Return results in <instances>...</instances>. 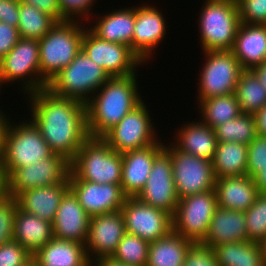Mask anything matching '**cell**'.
Masks as SVG:
<instances>
[{
  "label": "cell",
  "instance_id": "cell-5",
  "mask_svg": "<svg viewBox=\"0 0 266 266\" xmlns=\"http://www.w3.org/2000/svg\"><path fill=\"white\" fill-rule=\"evenodd\" d=\"M110 76L81 50L74 60L47 84L55 95L87 103Z\"/></svg>",
  "mask_w": 266,
  "mask_h": 266
},
{
  "label": "cell",
  "instance_id": "cell-36",
  "mask_svg": "<svg viewBox=\"0 0 266 266\" xmlns=\"http://www.w3.org/2000/svg\"><path fill=\"white\" fill-rule=\"evenodd\" d=\"M218 142L250 144L258 135L255 116L241 113L237 118L226 121L214 128Z\"/></svg>",
  "mask_w": 266,
  "mask_h": 266
},
{
  "label": "cell",
  "instance_id": "cell-44",
  "mask_svg": "<svg viewBox=\"0 0 266 266\" xmlns=\"http://www.w3.org/2000/svg\"><path fill=\"white\" fill-rule=\"evenodd\" d=\"M183 266H219L212 247L201 242L193 243L185 257Z\"/></svg>",
  "mask_w": 266,
  "mask_h": 266
},
{
  "label": "cell",
  "instance_id": "cell-41",
  "mask_svg": "<svg viewBox=\"0 0 266 266\" xmlns=\"http://www.w3.org/2000/svg\"><path fill=\"white\" fill-rule=\"evenodd\" d=\"M240 23L266 25V0H238Z\"/></svg>",
  "mask_w": 266,
  "mask_h": 266
},
{
  "label": "cell",
  "instance_id": "cell-50",
  "mask_svg": "<svg viewBox=\"0 0 266 266\" xmlns=\"http://www.w3.org/2000/svg\"><path fill=\"white\" fill-rule=\"evenodd\" d=\"M8 118L9 117H7V115L2 110V108H0V155H1V152H2V148H3L4 133H5L7 124L9 122V120H10Z\"/></svg>",
  "mask_w": 266,
  "mask_h": 266
},
{
  "label": "cell",
  "instance_id": "cell-11",
  "mask_svg": "<svg viewBox=\"0 0 266 266\" xmlns=\"http://www.w3.org/2000/svg\"><path fill=\"white\" fill-rule=\"evenodd\" d=\"M144 102L145 100L102 137L111 148L120 154L145 148L156 143L160 138L154 129L156 127L151 119V111Z\"/></svg>",
  "mask_w": 266,
  "mask_h": 266
},
{
  "label": "cell",
  "instance_id": "cell-16",
  "mask_svg": "<svg viewBox=\"0 0 266 266\" xmlns=\"http://www.w3.org/2000/svg\"><path fill=\"white\" fill-rule=\"evenodd\" d=\"M137 198L145 204L175 215L179 198L174 185L171 156L165 149L155 157L148 180Z\"/></svg>",
  "mask_w": 266,
  "mask_h": 266
},
{
  "label": "cell",
  "instance_id": "cell-4",
  "mask_svg": "<svg viewBox=\"0 0 266 266\" xmlns=\"http://www.w3.org/2000/svg\"><path fill=\"white\" fill-rule=\"evenodd\" d=\"M85 26L76 20L57 22L38 40L40 75L47 84L82 50Z\"/></svg>",
  "mask_w": 266,
  "mask_h": 266
},
{
  "label": "cell",
  "instance_id": "cell-47",
  "mask_svg": "<svg viewBox=\"0 0 266 266\" xmlns=\"http://www.w3.org/2000/svg\"><path fill=\"white\" fill-rule=\"evenodd\" d=\"M22 3L32 5L38 10L54 17L58 22L63 21V14L58 0H19Z\"/></svg>",
  "mask_w": 266,
  "mask_h": 266
},
{
  "label": "cell",
  "instance_id": "cell-55",
  "mask_svg": "<svg viewBox=\"0 0 266 266\" xmlns=\"http://www.w3.org/2000/svg\"><path fill=\"white\" fill-rule=\"evenodd\" d=\"M209 2H226V3H231V4H237V0H205Z\"/></svg>",
  "mask_w": 266,
  "mask_h": 266
},
{
  "label": "cell",
  "instance_id": "cell-10",
  "mask_svg": "<svg viewBox=\"0 0 266 266\" xmlns=\"http://www.w3.org/2000/svg\"><path fill=\"white\" fill-rule=\"evenodd\" d=\"M171 156L175 190L178 198L214 190L216 178L212 161L180 151L173 143H164Z\"/></svg>",
  "mask_w": 266,
  "mask_h": 266
},
{
  "label": "cell",
  "instance_id": "cell-48",
  "mask_svg": "<svg viewBox=\"0 0 266 266\" xmlns=\"http://www.w3.org/2000/svg\"><path fill=\"white\" fill-rule=\"evenodd\" d=\"M254 116L258 135L266 137V105L257 111Z\"/></svg>",
  "mask_w": 266,
  "mask_h": 266
},
{
  "label": "cell",
  "instance_id": "cell-17",
  "mask_svg": "<svg viewBox=\"0 0 266 266\" xmlns=\"http://www.w3.org/2000/svg\"><path fill=\"white\" fill-rule=\"evenodd\" d=\"M68 181L70 190L90 217L120 211L126 199L119 184L80 180L71 170Z\"/></svg>",
  "mask_w": 266,
  "mask_h": 266
},
{
  "label": "cell",
  "instance_id": "cell-34",
  "mask_svg": "<svg viewBox=\"0 0 266 266\" xmlns=\"http://www.w3.org/2000/svg\"><path fill=\"white\" fill-rule=\"evenodd\" d=\"M235 94L241 113L254 115L266 105V89L252 69H244L241 72Z\"/></svg>",
  "mask_w": 266,
  "mask_h": 266
},
{
  "label": "cell",
  "instance_id": "cell-37",
  "mask_svg": "<svg viewBox=\"0 0 266 266\" xmlns=\"http://www.w3.org/2000/svg\"><path fill=\"white\" fill-rule=\"evenodd\" d=\"M149 246L150 242L126 233L110 258L128 266H146Z\"/></svg>",
  "mask_w": 266,
  "mask_h": 266
},
{
  "label": "cell",
  "instance_id": "cell-12",
  "mask_svg": "<svg viewBox=\"0 0 266 266\" xmlns=\"http://www.w3.org/2000/svg\"><path fill=\"white\" fill-rule=\"evenodd\" d=\"M216 208L214 190L180 198L173 216V230L194 243L202 242Z\"/></svg>",
  "mask_w": 266,
  "mask_h": 266
},
{
  "label": "cell",
  "instance_id": "cell-35",
  "mask_svg": "<svg viewBox=\"0 0 266 266\" xmlns=\"http://www.w3.org/2000/svg\"><path fill=\"white\" fill-rule=\"evenodd\" d=\"M57 20L36 7L20 2L17 29L20 38L40 40L56 24Z\"/></svg>",
  "mask_w": 266,
  "mask_h": 266
},
{
  "label": "cell",
  "instance_id": "cell-51",
  "mask_svg": "<svg viewBox=\"0 0 266 266\" xmlns=\"http://www.w3.org/2000/svg\"><path fill=\"white\" fill-rule=\"evenodd\" d=\"M252 70L257 75L260 83L266 89V61H264L261 65L254 67Z\"/></svg>",
  "mask_w": 266,
  "mask_h": 266
},
{
  "label": "cell",
  "instance_id": "cell-25",
  "mask_svg": "<svg viewBox=\"0 0 266 266\" xmlns=\"http://www.w3.org/2000/svg\"><path fill=\"white\" fill-rule=\"evenodd\" d=\"M243 69L266 61V25L240 23L231 50Z\"/></svg>",
  "mask_w": 266,
  "mask_h": 266
},
{
  "label": "cell",
  "instance_id": "cell-21",
  "mask_svg": "<svg viewBox=\"0 0 266 266\" xmlns=\"http://www.w3.org/2000/svg\"><path fill=\"white\" fill-rule=\"evenodd\" d=\"M91 217L69 190L61 200L52 222L53 235L57 239L84 244L87 240Z\"/></svg>",
  "mask_w": 266,
  "mask_h": 266
},
{
  "label": "cell",
  "instance_id": "cell-49",
  "mask_svg": "<svg viewBox=\"0 0 266 266\" xmlns=\"http://www.w3.org/2000/svg\"><path fill=\"white\" fill-rule=\"evenodd\" d=\"M253 180L258 193H266V165L253 177Z\"/></svg>",
  "mask_w": 266,
  "mask_h": 266
},
{
  "label": "cell",
  "instance_id": "cell-38",
  "mask_svg": "<svg viewBox=\"0 0 266 266\" xmlns=\"http://www.w3.org/2000/svg\"><path fill=\"white\" fill-rule=\"evenodd\" d=\"M244 215L248 241L259 243L266 237V193H258Z\"/></svg>",
  "mask_w": 266,
  "mask_h": 266
},
{
  "label": "cell",
  "instance_id": "cell-13",
  "mask_svg": "<svg viewBox=\"0 0 266 266\" xmlns=\"http://www.w3.org/2000/svg\"><path fill=\"white\" fill-rule=\"evenodd\" d=\"M82 50L110 77L135 74L137 68L144 65L129 46L100 39L88 25L82 39Z\"/></svg>",
  "mask_w": 266,
  "mask_h": 266
},
{
  "label": "cell",
  "instance_id": "cell-3",
  "mask_svg": "<svg viewBox=\"0 0 266 266\" xmlns=\"http://www.w3.org/2000/svg\"><path fill=\"white\" fill-rule=\"evenodd\" d=\"M54 153L30 120L8 122L0 155V177L5 181L16 169L39 163Z\"/></svg>",
  "mask_w": 266,
  "mask_h": 266
},
{
  "label": "cell",
  "instance_id": "cell-32",
  "mask_svg": "<svg viewBox=\"0 0 266 266\" xmlns=\"http://www.w3.org/2000/svg\"><path fill=\"white\" fill-rule=\"evenodd\" d=\"M219 266H265L257 242H230L213 247Z\"/></svg>",
  "mask_w": 266,
  "mask_h": 266
},
{
  "label": "cell",
  "instance_id": "cell-19",
  "mask_svg": "<svg viewBox=\"0 0 266 266\" xmlns=\"http://www.w3.org/2000/svg\"><path fill=\"white\" fill-rule=\"evenodd\" d=\"M126 233L121 211L92 216L85 243L90 262L110 258Z\"/></svg>",
  "mask_w": 266,
  "mask_h": 266
},
{
  "label": "cell",
  "instance_id": "cell-54",
  "mask_svg": "<svg viewBox=\"0 0 266 266\" xmlns=\"http://www.w3.org/2000/svg\"><path fill=\"white\" fill-rule=\"evenodd\" d=\"M6 193L5 181L0 177V198Z\"/></svg>",
  "mask_w": 266,
  "mask_h": 266
},
{
  "label": "cell",
  "instance_id": "cell-53",
  "mask_svg": "<svg viewBox=\"0 0 266 266\" xmlns=\"http://www.w3.org/2000/svg\"><path fill=\"white\" fill-rule=\"evenodd\" d=\"M258 244L260 246L261 253L263 256L264 265L266 266V237L262 241H260Z\"/></svg>",
  "mask_w": 266,
  "mask_h": 266
},
{
  "label": "cell",
  "instance_id": "cell-45",
  "mask_svg": "<svg viewBox=\"0 0 266 266\" xmlns=\"http://www.w3.org/2000/svg\"><path fill=\"white\" fill-rule=\"evenodd\" d=\"M20 39L17 27L0 22V61Z\"/></svg>",
  "mask_w": 266,
  "mask_h": 266
},
{
  "label": "cell",
  "instance_id": "cell-23",
  "mask_svg": "<svg viewBox=\"0 0 266 266\" xmlns=\"http://www.w3.org/2000/svg\"><path fill=\"white\" fill-rule=\"evenodd\" d=\"M69 190L67 178L60 184L24 191L16 199L20 209L52 223L62 198Z\"/></svg>",
  "mask_w": 266,
  "mask_h": 266
},
{
  "label": "cell",
  "instance_id": "cell-20",
  "mask_svg": "<svg viewBox=\"0 0 266 266\" xmlns=\"http://www.w3.org/2000/svg\"><path fill=\"white\" fill-rule=\"evenodd\" d=\"M162 142L122 154L121 189L126 197H137L143 190L155 157L164 149Z\"/></svg>",
  "mask_w": 266,
  "mask_h": 266
},
{
  "label": "cell",
  "instance_id": "cell-31",
  "mask_svg": "<svg viewBox=\"0 0 266 266\" xmlns=\"http://www.w3.org/2000/svg\"><path fill=\"white\" fill-rule=\"evenodd\" d=\"M248 145L218 142L212 160L215 178L247 175Z\"/></svg>",
  "mask_w": 266,
  "mask_h": 266
},
{
  "label": "cell",
  "instance_id": "cell-18",
  "mask_svg": "<svg viewBox=\"0 0 266 266\" xmlns=\"http://www.w3.org/2000/svg\"><path fill=\"white\" fill-rule=\"evenodd\" d=\"M139 5L135 6L132 51L144 64H148L146 62H150L149 59H154L153 53L167 36L165 33L169 27H167L168 22H166L161 9H158L154 4L152 6L142 2Z\"/></svg>",
  "mask_w": 266,
  "mask_h": 266
},
{
  "label": "cell",
  "instance_id": "cell-29",
  "mask_svg": "<svg viewBox=\"0 0 266 266\" xmlns=\"http://www.w3.org/2000/svg\"><path fill=\"white\" fill-rule=\"evenodd\" d=\"M53 237V226L51 222L25 212L19 207L17 208L13 240L17 241L30 254L34 255Z\"/></svg>",
  "mask_w": 266,
  "mask_h": 266
},
{
  "label": "cell",
  "instance_id": "cell-2",
  "mask_svg": "<svg viewBox=\"0 0 266 266\" xmlns=\"http://www.w3.org/2000/svg\"><path fill=\"white\" fill-rule=\"evenodd\" d=\"M137 75L110 77L85 104L89 137L102 138L143 101Z\"/></svg>",
  "mask_w": 266,
  "mask_h": 266
},
{
  "label": "cell",
  "instance_id": "cell-8",
  "mask_svg": "<svg viewBox=\"0 0 266 266\" xmlns=\"http://www.w3.org/2000/svg\"><path fill=\"white\" fill-rule=\"evenodd\" d=\"M15 81L22 83L18 89L25 95L47 88L40 75L38 40L20 38L0 61V92L4 84Z\"/></svg>",
  "mask_w": 266,
  "mask_h": 266
},
{
  "label": "cell",
  "instance_id": "cell-6",
  "mask_svg": "<svg viewBox=\"0 0 266 266\" xmlns=\"http://www.w3.org/2000/svg\"><path fill=\"white\" fill-rule=\"evenodd\" d=\"M70 170L80 180L121 185L122 154L102 138L89 137L70 162Z\"/></svg>",
  "mask_w": 266,
  "mask_h": 266
},
{
  "label": "cell",
  "instance_id": "cell-40",
  "mask_svg": "<svg viewBox=\"0 0 266 266\" xmlns=\"http://www.w3.org/2000/svg\"><path fill=\"white\" fill-rule=\"evenodd\" d=\"M58 1L61 12L63 14V21L82 20L84 23H87L89 22L90 19H93L90 16L93 15L92 8L95 7L94 5L97 0H58Z\"/></svg>",
  "mask_w": 266,
  "mask_h": 266
},
{
  "label": "cell",
  "instance_id": "cell-39",
  "mask_svg": "<svg viewBox=\"0 0 266 266\" xmlns=\"http://www.w3.org/2000/svg\"><path fill=\"white\" fill-rule=\"evenodd\" d=\"M17 199L6 193L0 198V246L13 240Z\"/></svg>",
  "mask_w": 266,
  "mask_h": 266
},
{
  "label": "cell",
  "instance_id": "cell-46",
  "mask_svg": "<svg viewBox=\"0 0 266 266\" xmlns=\"http://www.w3.org/2000/svg\"><path fill=\"white\" fill-rule=\"evenodd\" d=\"M19 0H0V22L17 27L19 22Z\"/></svg>",
  "mask_w": 266,
  "mask_h": 266
},
{
  "label": "cell",
  "instance_id": "cell-28",
  "mask_svg": "<svg viewBox=\"0 0 266 266\" xmlns=\"http://www.w3.org/2000/svg\"><path fill=\"white\" fill-rule=\"evenodd\" d=\"M32 259L38 266H91L84 244L53 237Z\"/></svg>",
  "mask_w": 266,
  "mask_h": 266
},
{
  "label": "cell",
  "instance_id": "cell-42",
  "mask_svg": "<svg viewBox=\"0 0 266 266\" xmlns=\"http://www.w3.org/2000/svg\"><path fill=\"white\" fill-rule=\"evenodd\" d=\"M31 260L32 254L15 240L0 246V266H25Z\"/></svg>",
  "mask_w": 266,
  "mask_h": 266
},
{
  "label": "cell",
  "instance_id": "cell-56",
  "mask_svg": "<svg viewBox=\"0 0 266 266\" xmlns=\"http://www.w3.org/2000/svg\"><path fill=\"white\" fill-rule=\"evenodd\" d=\"M25 266H38V264L32 259L30 262H28Z\"/></svg>",
  "mask_w": 266,
  "mask_h": 266
},
{
  "label": "cell",
  "instance_id": "cell-9",
  "mask_svg": "<svg viewBox=\"0 0 266 266\" xmlns=\"http://www.w3.org/2000/svg\"><path fill=\"white\" fill-rule=\"evenodd\" d=\"M203 60L198 80L197 100L235 93L244 70L231 50L202 51Z\"/></svg>",
  "mask_w": 266,
  "mask_h": 266
},
{
  "label": "cell",
  "instance_id": "cell-1",
  "mask_svg": "<svg viewBox=\"0 0 266 266\" xmlns=\"http://www.w3.org/2000/svg\"><path fill=\"white\" fill-rule=\"evenodd\" d=\"M26 99L29 118L51 151L71 162L89 138L85 103L55 95L48 88L32 92Z\"/></svg>",
  "mask_w": 266,
  "mask_h": 266
},
{
  "label": "cell",
  "instance_id": "cell-33",
  "mask_svg": "<svg viewBox=\"0 0 266 266\" xmlns=\"http://www.w3.org/2000/svg\"><path fill=\"white\" fill-rule=\"evenodd\" d=\"M197 104L200 120L213 129L241 114L235 93L198 100Z\"/></svg>",
  "mask_w": 266,
  "mask_h": 266
},
{
  "label": "cell",
  "instance_id": "cell-27",
  "mask_svg": "<svg viewBox=\"0 0 266 266\" xmlns=\"http://www.w3.org/2000/svg\"><path fill=\"white\" fill-rule=\"evenodd\" d=\"M174 134L175 140L172 143L180 151L208 161L213 160L218 141L214 129L200 119L197 122L184 123Z\"/></svg>",
  "mask_w": 266,
  "mask_h": 266
},
{
  "label": "cell",
  "instance_id": "cell-24",
  "mask_svg": "<svg viewBox=\"0 0 266 266\" xmlns=\"http://www.w3.org/2000/svg\"><path fill=\"white\" fill-rule=\"evenodd\" d=\"M214 191L217 206L242 212L251 207L258 195L249 175L216 178Z\"/></svg>",
  "mask_w": 266,
  "mask_h": 266
},
{
  "label": "cell",
  "instance_id": "cell-52",
  "mask_svg": "<svg viewBox=\"0 0 266 266\" xmlns=\"http://www.w3.org/2000/svg\"><path fill=\"white\" fill-rule=\"evenodd\" d=\"M91 266H128V265L112 260L111 258H102L100 260H96L95 262H93Z\"/></svg>",
  "mask_w": 266,
  "mask_h": 266
},
{
  "label": "cell",
  "instance_id": "cell-14",
  "mask_svg": "<svg viewBox=\"0 0 266 266\" xmlns=\"http://www.w3.org/2000/svg\"><path fill=\"white\" fill-rule=\"evenodd\" d=\"M69 173L70 161L62 155L53 154L39 163L16 169L5 180V191L16 198L29 189L63 183Z\"/></svg>",
  "mask_w": 266,
  "mask_h": 266
},
{
  "label": "cell",
  "instance_id": "cell-7",
  "mask_svg": "<svg viewBox=\"0 0 266 266\" xmlns=\"http://www.w3.org/2000/svg\"><path fill=\"white\" fill-rule=\"evenodd\" d=\"M198 15L203 51L232 50L240 25L237 4L204 1Z\"/></svg>",
  "mask_w": 266,
  "mask_h": 266
},
{
  "label": "cell",
  "instance_id": "cell-30",
  "mask_svg": "<svg viewBox=\"0 0 266 266\" xmlns=\"http://www.w3.org/2000/svg\"><path fill=\"white\" fill-rule=\"evenodd\" d=\"M193 243L172 230L166 236L150 242L146 266H183Z\"/></svg>",
  "mask_w": 266,
  "mask_h": 266
},
{
  "label": "cell",
  "instance_id": "cell-26",
  "mask_svg": "<svg viewBox=\"0 0 266 266\" xmlns=\"http://www.w3.org/2000/svg\"><path fill=\"white\" fill-rule=\"evenodd\" d=\"M135 5L133 7L106 12L93 19V25L88 28L100 39L125 44L132 49V38L135 26ZM124 8V9H123Z\"/></svg>",
  "mask_w": 266,
  "mask_h": 266
},
{
  "label": "cell",
  "instance_id": "cell-22",
  "mask_svg": "<svg viewBox=\"0 0 266 266\" xmlns=\"http://www.w3.org/2000/svg\"><path fill=\"white\" fill-rule=\"evenodd\" d=\"M245 223L244 212L217 206L208 233L201 243L213 248L225 243L248 241Z\"/></svg>",
  "mask_w": 266,
  "mask_h": 266
},
{
  "label": "cell",
  "instance_id": "cell-43",
  "mask_svg": "<svg viewBox=\"0 0 266 266\" xmlns=\"http://www.w3.org/2000/svg\"><path fill=\"white\" fill-rule=\"evenodd\" d=\"M266 165V137L257 135L248 144L247 175L252 178Z\"/></svg>",
  "mask_w": 266,
  "mask_h": 266
},
{
  "label": "cell",
  "instance_id": "cell-15",
  "mask_svg": "<svg viewBox=\"0 0 266 266\" xmlns=\"http://www.w3.org/2000/svg\"><path fill=\"white\" fill-rule=\"evenodd\" d=\"M126 232L153 242L173 230V216L168 212L141 202L137 197H126L121 208Z\"/></svg>",
  "mask_w": 266,
  "mask_h": 266
}]
</instances>
